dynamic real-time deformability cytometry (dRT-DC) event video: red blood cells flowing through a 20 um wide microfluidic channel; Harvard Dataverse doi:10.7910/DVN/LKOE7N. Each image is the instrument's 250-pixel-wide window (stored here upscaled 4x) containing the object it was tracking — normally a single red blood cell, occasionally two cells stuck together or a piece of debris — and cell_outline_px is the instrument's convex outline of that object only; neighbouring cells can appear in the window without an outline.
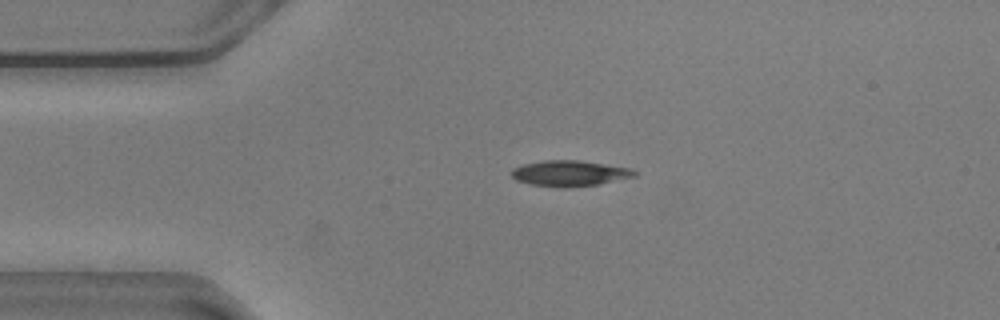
{"species": "common noctule bat (a hibernating species)", "species_latin": "Nyctalus noctula", "temperature_condition": "warm", "stored_images_in_passage": 31, "camera_frame_rate_fps": 3000, "um_per_image_px": 0.085, "animal": {"sex": "male", "body_mass_g": 20.5, "forearm_length_mm": 52.5}, "frame": {"image": 1, "passage_image": 1, "time_ms": 0.0, "image_size_px": [1000, 320], "cell_outline_px": [[640, 172], [636, 176], [596, 184], [564, 188], [532, 184], [516, 180], [512, 176], [512, 168], [524, 164], [544, 160], [580, 160], [632, 168]], "centroid_in_image_um": [48.46, 14.72], "position_along_channel_um": 36.5, "area_um2": 18.38}}
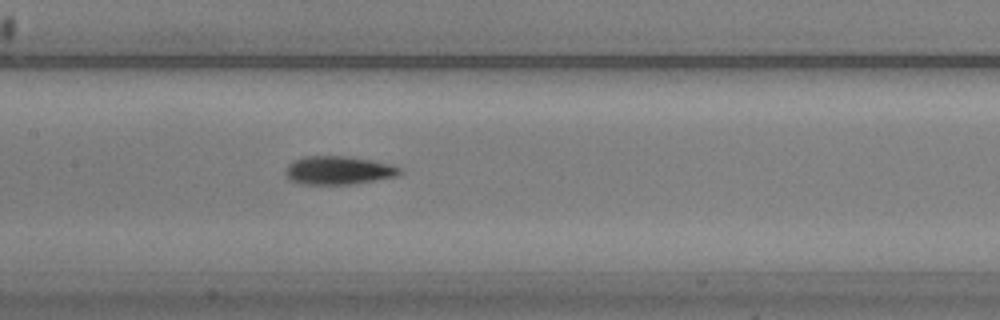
{"frame": {"image": 2, "passage_image": 15, "time_ms": 4.667, "image_size_px": [1000, 320], "cell_outline_px": [[404, 172], [396, 176], [348, 184], [304, 184], [292, 180], [284, 172], [288, 164], [304, 156], [344, 156], [372, 160], [392, 164], [400, 168]], "centroid_in_image_um": [28.79, 14.46], "position_along_channel_um": 178.6, "area_um2": 18.61}}
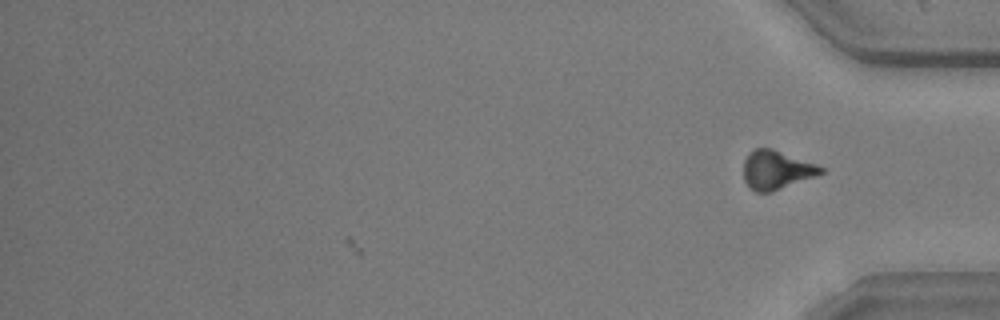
{"frame": {"image": 3, "passage_image": 31, "time_ms": 10.0, "image_size_px": [1000, 320], "cell_outline_px": [[824, 172], [816, 176], [772, 192], [756, 192], [744, 180], [744, 160], [752, 148], [772, 148], [816, 164], [824, 168]], "centroid_in_image_um": [66.0, 14.43], "position_along_channel_um": 369.2, "area_um2": 17.4}, "authors_computed_cell_mechanics": {"area_um2": 18.3226, "velocity_mm_per_s": 3.611, "shape_relaxation_time_tau1_ms": 2.0311, "shape_relaxation_time_tau2_ms": 6.7496, "deformation_change_tau1": 0.1131, "deformation_change_tau2": 0.1365}}